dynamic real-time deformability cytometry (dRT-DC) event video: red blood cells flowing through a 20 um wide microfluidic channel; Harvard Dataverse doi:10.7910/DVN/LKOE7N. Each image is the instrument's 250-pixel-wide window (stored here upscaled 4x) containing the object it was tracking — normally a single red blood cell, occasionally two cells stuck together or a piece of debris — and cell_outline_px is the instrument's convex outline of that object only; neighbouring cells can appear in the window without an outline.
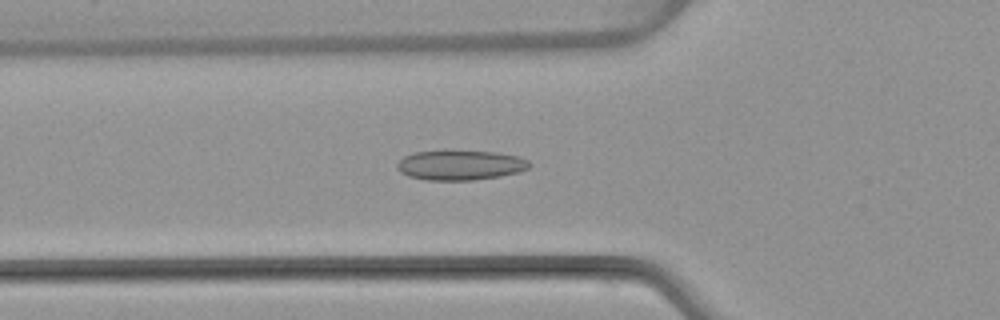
{"species": "common noctule bat (a hibernating species)", "species_latin": "Nyctalus noctula", "temperature_condition": "warm", "stored_images_in_passage": 47, "camera_frame_rate_fps": 3000, "um_per_image_px": 0.085, "animal": {"sex": "female", "body_mass_g": 22.7, "forearm_length_mm": 54.2}, "frame": {"image": 1, "passage_image": 14, "time_ms": 4.333, "image_size_px": [1000, 320], "cell_outline_px": [[532, 164], [528, 168], [520, 172], [500, 176], [472, 180], [428, 180], [408, 176], [400, 172], [396, 168], [396, 164], [404, 156], [412, 152], [496, 152], [516, 156], [528, 160]], "centroid_in_image_um": [39.12, 14.05], "position_along_channel_um": 86.7, "area_um2": 22.66}}
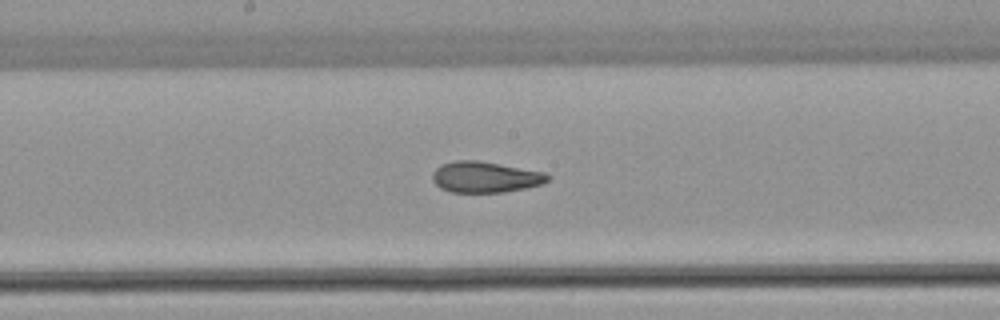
{"frame": {"image": 2, "passage_image": 23, "time_ms": 7.333, "image_size_px": [1000, 320], "cell_outline_px": [[552, 176], [544, 184], [528, 188], [504, 192], [452, 192], [440, 188], [432, 180], [432, 172], [436, 168], [444, 164], [456, 160], [476, 160], [500, 164], [544, 172]], "centroid_in_image_um": [41.27, 15.06], "position_along_channel_um": 206.9, "area_um2": 20.87}}
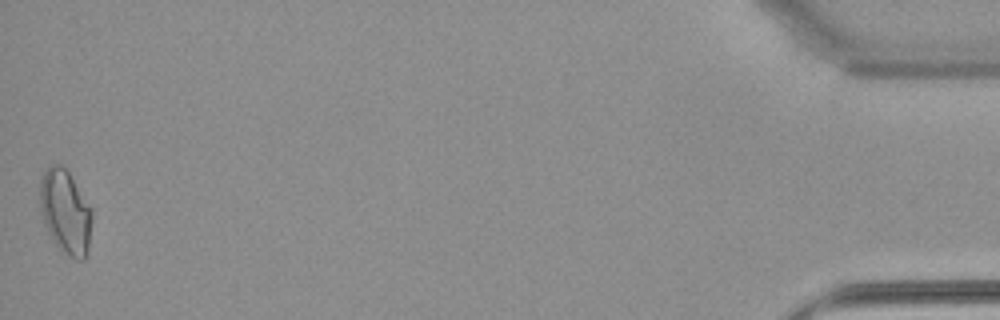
{"frame": {"image": 3, "passage_image": 47, "time_ms": 15.333, "image_size_px": [1000, 320], "cell_outline_px": [[92, 216], [88, 252], [84, 260], [76, 260], [60, 252], [52, 240], [44, 224], [40, 208], [40, 180], [48, 164], [60, 164], [68, 172], [92, 208]], "centroid_in_image_um": [5.56, 18.05], "position_along_channel_um": 429.6, "area_um2": 25.84}, "authors_computed_cell_mechanics": {"area_um2": 21.5594, "velocity_mm_per_s": 3.9982, "shape_relaxation_time_tau1_ms": null, "shape_relaxation_time_tau2_ms": 2.3354, "deformation_change_tau1": null, "deformation_change_tau2": 0.0921}}